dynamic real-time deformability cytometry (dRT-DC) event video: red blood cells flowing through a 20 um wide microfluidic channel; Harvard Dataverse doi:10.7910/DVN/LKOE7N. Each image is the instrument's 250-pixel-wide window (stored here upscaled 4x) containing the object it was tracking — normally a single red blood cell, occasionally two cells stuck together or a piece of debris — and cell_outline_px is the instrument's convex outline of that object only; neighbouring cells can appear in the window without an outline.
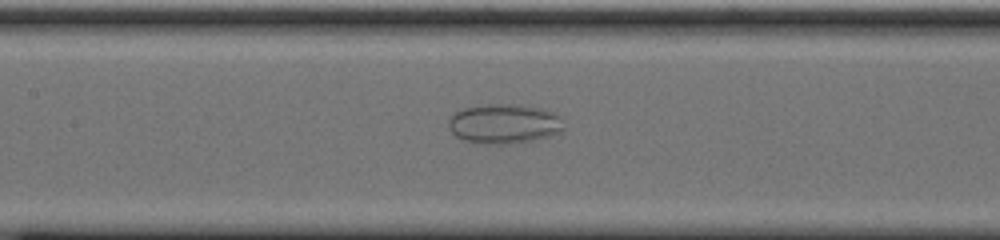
{"species": "common noctule bat (a hibernating species)", "species_latin": "Nyctalus noctula", "temperature_condition": "cold", "stored_images_in_passage": 42, "camera_frame_rate_fps": 3000, "um_per_image_px": 0.085, "animal": {"sex": "male", "body_mass_g": 20.0, "forearm_length_mm": 53.3}, "frame": {"image": 1, "passage_image": 11, "time_ms": 3.333, "image_size_px": [1000, 240], "cell_outline_px": [[564, 128], [560, 132], [552, 136], [532, 140], [508, 144], [488, 144], [464, 140], [456, 136], [452, 132], [448, 124], [448, 120], [456, 112], [464, 108], [488, 104], [520, 104], [540, 108], [552, 112], [560, 116]], "centroid_in_image_um": [42.87, 10.52], "position_along_channel_um": 164.5, "area_um2": 26.59}}